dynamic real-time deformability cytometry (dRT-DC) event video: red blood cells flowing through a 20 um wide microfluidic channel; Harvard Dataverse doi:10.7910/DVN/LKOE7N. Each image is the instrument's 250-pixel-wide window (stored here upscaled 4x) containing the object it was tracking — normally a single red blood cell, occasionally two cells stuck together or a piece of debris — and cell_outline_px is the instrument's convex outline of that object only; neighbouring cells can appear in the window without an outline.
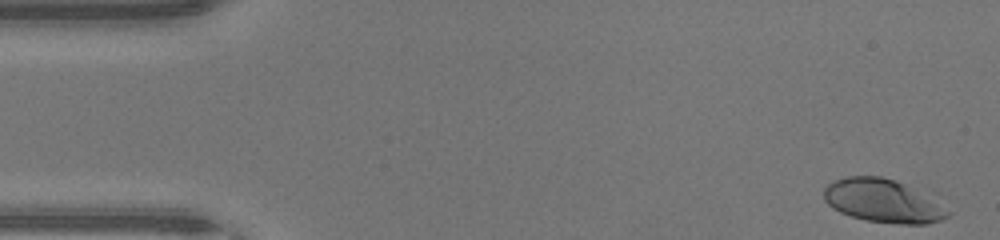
{"species": "human", "species_latin": "Homo sapiens", "temperature_condition": "warm", "stored_images_in_passage": 45, "camera_frame_rate_fps": 3000, "um_per_image_px": 0.085, "donor": {"sex": "male"}, "frame": {"image": 1, "passage_image": 1, "time_ms": 0.0, "image_size_px": [1000, 240], "cell_outline_px": [[952, 212], [948, 216], [940, 220], [924, 224], [900, 224], [864, 220], [840, 212], [832, 208], [824, 200], [824, 188], [828, 184], [844, 176], [880, 176], [896, 180], [904, 184]], "centroid_in_image_um": [74.97, 17.08], "position_along_channel_um": 10.0, "area_um2": 30.69}}
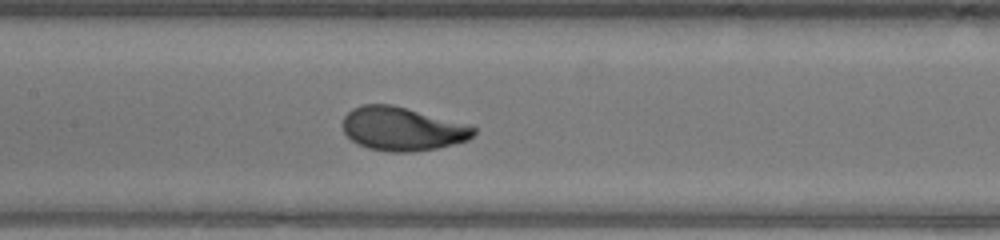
{"frame": {"image": 2, "passage_image": 21, "time_ms": 6.667, "image_size_px": [1000, 240], "cell_outline_px": [[476, 132], [468, 140], [436, 148], [412, 152], [392, 152], [368, 148], [352, 140], [344, 132], [344, 116], [352, 108], [360, 104], [392, 104], [472, 124], [476, 128]], "centroid_in_image_um": [34.24, 10.93], "position_along_channel_um": 173.2, "area_um2": 33.47}}
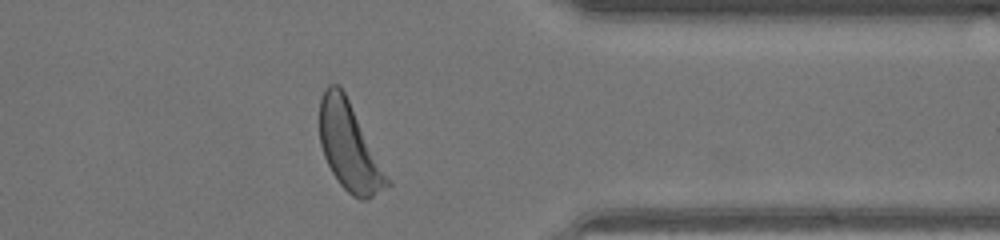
{"frame": {"image": 3, "passage_image": 36, "time_ms": 11.667, "image_size_px": [1000, 240], "cell_outline_px": [[392, 184], [372, 196], [364, 200], [360, 200], [352, 196], [340, 184], [332, 172], [324, 156], [320, 144], [320, 100], [324, 88], [328, 84], [336, 84], [344, 92], [392, 180]], "centroid_in_image_um": [29.71, 12.5], "position_along_channel_um": 381.7, "area_um2": 34.39}, "authors_computed_cell_mechanics": {"area_um2": 32.8304, "velocity_mm_per_s": 4.4537, "shape_relaxation_time_tau1_ms": 2.2589, "shape_relaxation_time_tau2_ms": null, "deformation_change_tau1": 0.1666, "deformation_change_tau2": null}}